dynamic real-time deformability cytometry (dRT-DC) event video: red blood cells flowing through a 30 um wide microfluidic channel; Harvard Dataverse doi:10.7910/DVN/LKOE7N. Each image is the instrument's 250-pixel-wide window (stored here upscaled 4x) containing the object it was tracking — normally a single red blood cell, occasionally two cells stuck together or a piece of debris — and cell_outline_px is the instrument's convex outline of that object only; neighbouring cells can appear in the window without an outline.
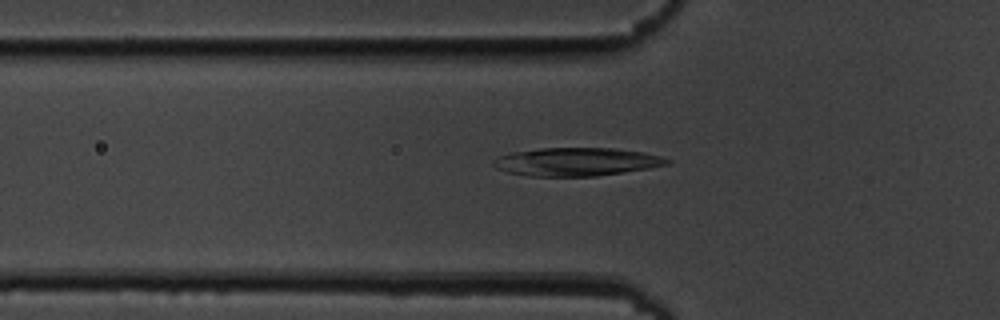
{"species": "common noctule bat (a hibernating species)", "species_latin": "Nyctalus noctula", "temperature_condition": "cold", "stored_images_in_passage": 44, "camera_frame_rate_fps": 3000, "um_per_image_px": 0.085, "animal": {"sex": "male", "body_mass_g": 19.5, "forearm_length_mm": 54.6}, "frame": {"image": 1, "passage_image": 8, "time_ms": 2.333, "image_size_px": [1000, 320], "cell_outline_px": [[672, 160], [668, 164], [648, 168], [596, 176], [528, 176], [508, 172], [496, 168], [492, 164], [492, 160], [500, 156], [512, 152], [540, 148], [616, 148], [640, 152], [660, 156]], "centroid_in_image_um": [48.96, 13.75], "position_along_channel_um": 76.8, "area_um2": 28.38}}
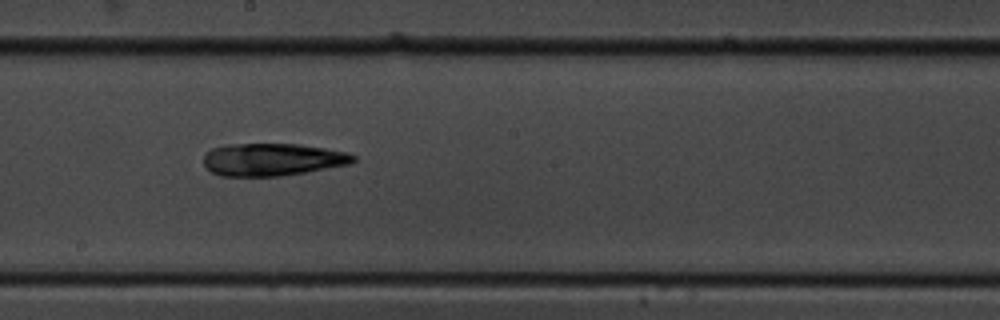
{"frame": {"image": 2, "passage_image": 20, "time_ms": 6.333, "image_size_px": [1000, 320], "cell_outline_px": [[356, 160], [352, 164], [280, 176], [220, 176], [204, 168], [204, 156], [212, 148], [228, 144], [296, 144], [324, 148], [348, 152], [356, 156]], "centroid_in_image_um": [23.16, 13.56], "position_along_channel_um": 225.0, "area_um2": 28.44}}
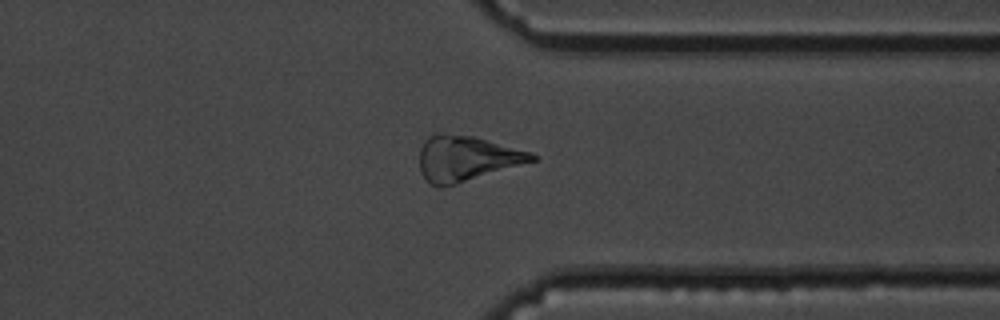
{"frame": {"image": 3, "passage_image": 32, "time_ms": 10.333, "image_size_px": [1000, 320], "cell_outline_px": [[536, 160], [456, 184], [440, 188], [436, 188], [420, 172], [420, 148], [428, 136], [436, 132], [440, 132], [472, 136], [532, 152], [536, 156]], "centroid_in_image_um": [39.61, 13.46], "position_along_channel_um": 371.8, "area_um2": 29.54}, "authors_computed_cell_mechanics": {"area_um2": 28.5532, "velocity_mm_per_s": 3.703, "shape_relaxation_time_tau1_ms": 7.0169, "shape_relaxation_time_tau2_ms": null, "deformation_change_tau1": 0.1526, "deformation_change_tau2": null}}